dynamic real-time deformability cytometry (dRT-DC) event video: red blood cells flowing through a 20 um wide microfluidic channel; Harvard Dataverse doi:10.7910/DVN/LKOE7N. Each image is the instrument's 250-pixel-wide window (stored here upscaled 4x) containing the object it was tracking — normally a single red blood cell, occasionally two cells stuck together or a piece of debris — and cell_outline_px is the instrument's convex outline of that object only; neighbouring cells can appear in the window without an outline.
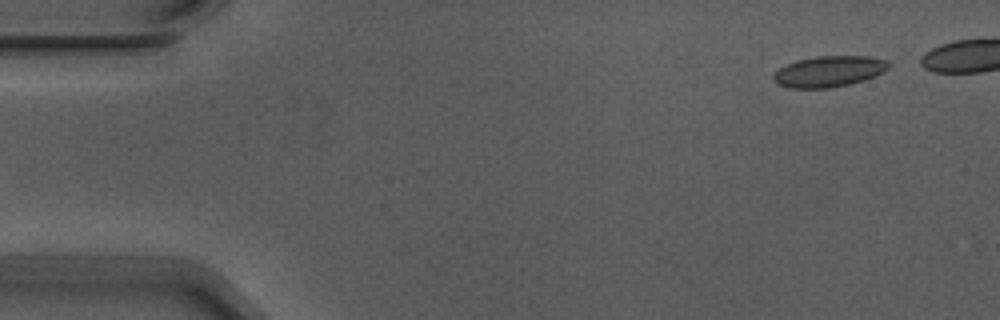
{"species": "Egyptian fruit bat (a non-hibernating species)", "species_latin": "Rousettus aegyptiacus", "temperature_condition": "warm", "stored_images_in_passage": 5, "camera_frame_rate_fps": 3000, "um_per_image_px": 0.085, "animal": {"sex": "male"}, "frame": {"image": 1, "passage_image": 1, "time_ms": 0.0, "image_size_px": [1000, 320], "cell_outline_px": [[888, 68], [884, 72], [864, 80], [848, 84], [828, 88], [788, 88], [776, 84], [772, 80], [772, 76], [780, 68], [796, 60], [816, 56], [868, 56], [888, 60]], "centroid_in_image_um": [70.44, 6.07], "position_along_channel_um": 14.6, "area_um2": 20.81}}
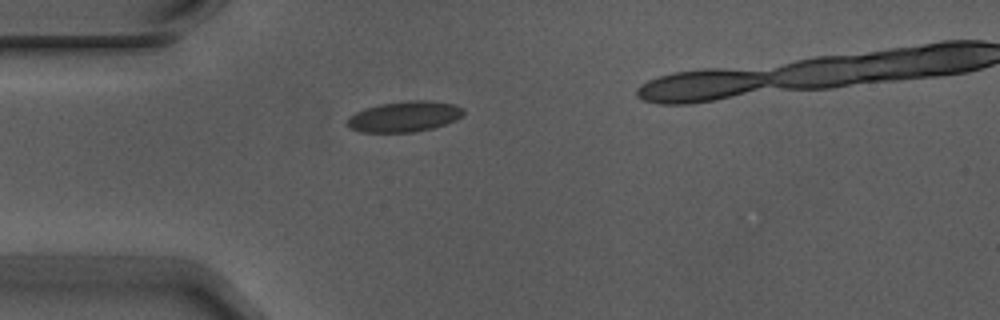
{"frame": {"image": 2, "passage_image": 4, "time_ms": 1.0, "image_size_px": [1000, 320], "cell_outline_px": [[464, 116], [456, 120], [432, 128], [412, 132], [360, 132], [344, 124], [348, 116], [364, 108], [380, 104], [408, 100], [428, 100], [452, 104], [464, 108]], "centroid_in_image_um": [34.35, 9.9], "position_along_channel_um": 50.6, "area_um2": 20.87}}